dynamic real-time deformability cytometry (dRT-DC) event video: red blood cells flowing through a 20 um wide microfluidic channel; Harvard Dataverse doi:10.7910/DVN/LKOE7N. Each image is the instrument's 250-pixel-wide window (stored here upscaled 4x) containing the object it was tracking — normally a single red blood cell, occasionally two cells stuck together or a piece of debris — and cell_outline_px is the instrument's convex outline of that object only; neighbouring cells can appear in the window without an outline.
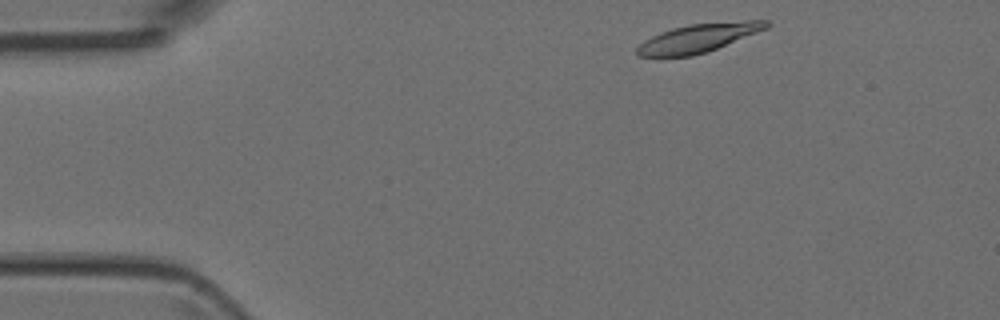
{"species": "Egyptian fruit bat (a non-hibernating species)", "species_latin": "Rousettus aegyptiacus", "temperature_condition": "room temperature", "stored_images_in_passage": 4, "segment_of_instrument_passage": [2, 2], "camera_frame_rate_fps": 3000, "um_per_image_px": 0.085, "animal": {"sex": "female"}, "frame": {"image": 1, "passage_image": 4, "time_ms": 3.667, "image_size_px": [1000, 320], "cell_outline_px": [[772, 24], [768, 28], [716, 48], [692, 56], [636, 56], [636, 48], [644, 40], [660, 32], [672, 28], [688, 24], [748, 20], [768, 20]], "centroid_in_image_um": [59.36, 3.21], "position_along_channel_um": 25.6, "area_um2": 21.33}}